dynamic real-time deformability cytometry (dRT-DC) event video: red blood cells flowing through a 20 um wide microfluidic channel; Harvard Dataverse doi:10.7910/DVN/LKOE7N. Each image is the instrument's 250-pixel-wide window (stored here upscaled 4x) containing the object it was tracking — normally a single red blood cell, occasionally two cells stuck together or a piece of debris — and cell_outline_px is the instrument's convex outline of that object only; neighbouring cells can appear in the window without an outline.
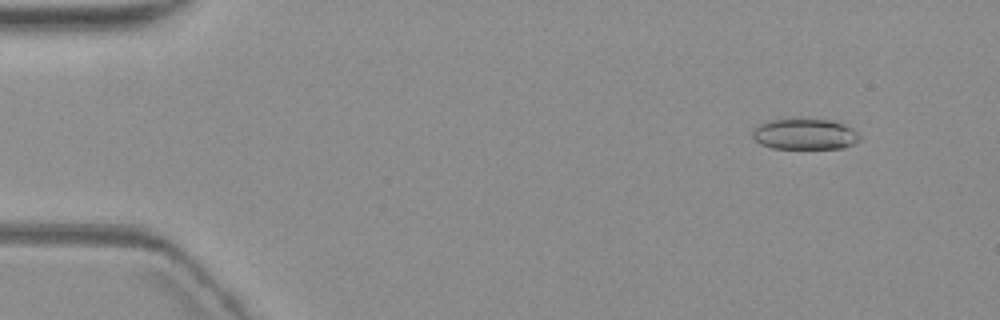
{"species": "common noctule bat (a hibernating species)", "species_latin": "Nyctalus noctula", "temperature_condition": "warm", "stored_images_in_passage": 7, "camera_frame_rate_fps": 3000, "um_per_image_px": 0.085, "animal": {"sex": "female", "body_mass_g": 19.3, "forearm_length_mm": 54.1}, "frame": {"image": 1, "passage_image": 1, "time_ms": 0.0, "image_size_px": [1000, 320], "cell_outline_px": [[860, 140], [844, 148], [772, 148], [760, 144], [752, 136], [752, 128], [756, 124], [768, 120], [800, 116], [832, 120], [844, 124], [852, 128], [860, 136]], "centroid_in_image_um": [68.36, 11.35], "position_along_channel_um": 16.6, "area_um2": 20.11}}
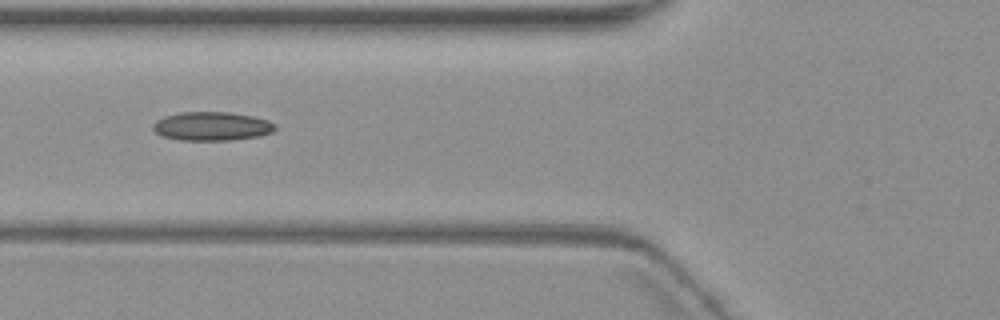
{"frame": {"image": 2, "passage_image": 6, "time_ms": 5.667, "image_size_px": [1000, 320], "cell_outline_px": [[276, 128], [272, 132], [260, 136], [232, 140], [180, 140], [160, 136], [152, 128], [152, 124], [156, 120], [164, 116], [180, 112], [228, 112], [252, 116], [268, 120], [276, 124]], "centroid_in_image_um": [17.99, 10.73], "position_along_channel_um": 107.8, "area_um2": 20.63}}
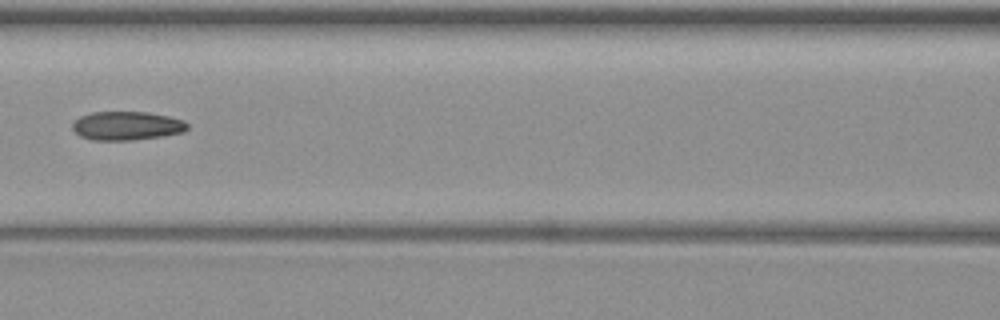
{"frame": {"image": 3, "passage_image": 7, "time_ms": 7.0, "image_size_px": [1000, 320], "cell_outline_px": [[188, 128], [184, 132], [164, 136], [132, 140], [92, 140], [80, 136], [72, 128], [72, 124], [80, 116], [92, 112], [148, 112], [168, 116], [184, 120], [188, 124]], "centroid_in_image_um": [10.8, 10.69], "position_along_channel_um": 155.8, "area_um2": 19.31}}